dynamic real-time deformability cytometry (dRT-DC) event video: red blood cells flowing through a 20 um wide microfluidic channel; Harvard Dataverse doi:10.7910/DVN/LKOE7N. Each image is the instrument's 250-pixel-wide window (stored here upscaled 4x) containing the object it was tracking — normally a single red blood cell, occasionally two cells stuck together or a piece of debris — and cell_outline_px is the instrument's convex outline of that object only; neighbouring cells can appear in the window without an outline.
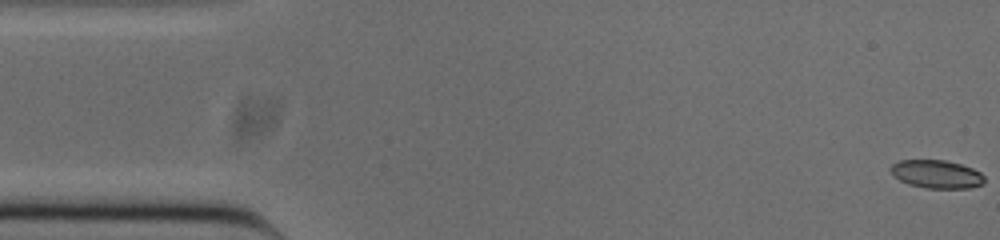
{"species": "common noctule bat (a hibernating species)", "species_latin": "Nyctalus noctula", "temperature_condition": "cold", "stored_images_in_passage": 53, "camera_frame_rate_fps": 3000, "um_per_image_px": 0.085, "animal": {"sex": "male", "body_mass_g": 20.0, "forearm_length_mm": 53.3}, "frame": {"image": 1, "passage_image": 1, "time_ms": 0.0, "image_size_px": [1000, 240], "cell_outline_px": [[984, 184], [968, 188], [924, 188], [908, 184], [892, 176], [888, 168], [892, 164], [900, 160], [944, 160], [960, 164], [972, 168], [980, 172], [984, 176]], "centroid_in_image_um": [79.57, 14.8], "position_along_channel_um": 5.4, "area_um2": 15.55}}
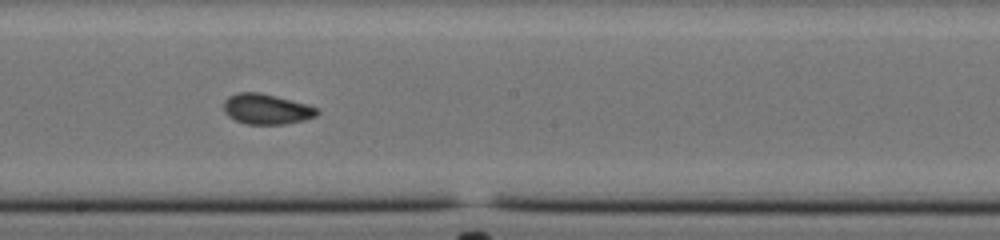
{"frame": {"image": 2, "passage_image": 28, "time_ms": 9.0, "image_size_px": [1000, 240], "cell_outline_px": [[320, 112], [316, 116], [304, 120], [284, 124], [244, 124], [228, 116], [224, 112], [224, 100], [228, 96], [236, 92], [260, 92], [308, 104], [316, 108]], "centroid_in_image_um": [22.64, 9.26], "position_along_channel_um": 225.6, "area_um2": 16.65}}
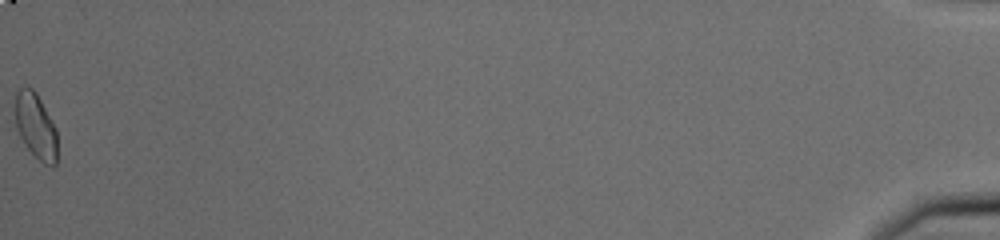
{"frame": {"image": 3, "passage_image": 53, "time_ms": 17.333, "image_size_px": [1000, 240], "cell_outline_px": [[56, 164], [52, 168], [44, 164], [24, 144], [16, 128], [12, 108], [16, 92], [24, 84], [32, 88], [36, 92], [56, 128]], "centroid_in_image_um": [2.98, 10.66], "position_along_channel_um": 432.2, "area_um2": 16.47}, "authors_computed_cell_mechanics": {"area_um2": 16.0106, "velocity_mm_per_s": 3.8497, "shape_relaxation_time_tau1_ms": null, "shape_relaxation_time_tau2_ms": 1.5613, "deformation_change_tau1": null, "deformation_change_tau2": 0.0643}}